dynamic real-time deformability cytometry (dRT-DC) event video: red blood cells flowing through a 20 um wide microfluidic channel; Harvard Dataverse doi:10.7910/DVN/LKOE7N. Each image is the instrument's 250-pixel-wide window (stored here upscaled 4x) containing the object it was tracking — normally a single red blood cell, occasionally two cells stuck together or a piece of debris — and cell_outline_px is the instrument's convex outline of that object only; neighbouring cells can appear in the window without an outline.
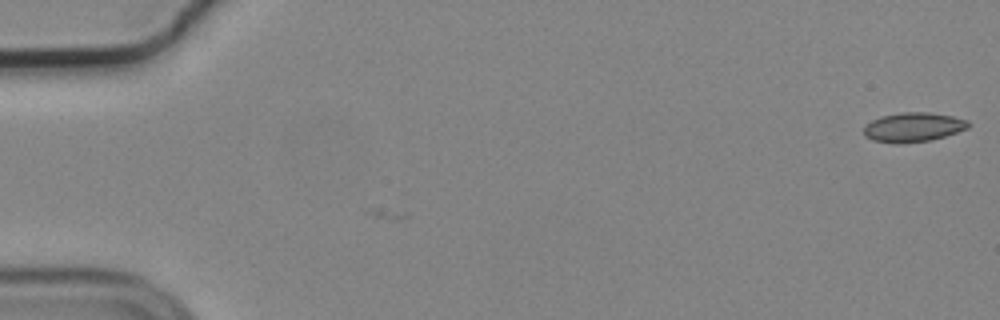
{"species": "common noctule bat (a hibernating species)", "species_latin": "Nyctalus noctula", "temperature_condition": "cold", "stored_images_in_passage": 2, "camera_frame_rate_fps": 3000, "um_per_image_px": 0.085, "animal": {"sex": "male", "body_mass_g": 19.2, "forearm_length_mm": 51.8}, "frame": {"image": 1, "passage_image": 2, "time_ms": 0.333, "image_size_px": [1000, 320], "cell_outline_px": [[972, 124], [968, 128], [944, 136], [928, 140], [900, 144], [896, 144], [872, 140], [864, 136], [864, 124], [880, 116], [900, 112], [928, 112], [952, 116], [968, 120]], "centroid_in_image_um": [77.59, 10.8], "position_along_channel_um": 7.4, "area_um2": 18.03}}